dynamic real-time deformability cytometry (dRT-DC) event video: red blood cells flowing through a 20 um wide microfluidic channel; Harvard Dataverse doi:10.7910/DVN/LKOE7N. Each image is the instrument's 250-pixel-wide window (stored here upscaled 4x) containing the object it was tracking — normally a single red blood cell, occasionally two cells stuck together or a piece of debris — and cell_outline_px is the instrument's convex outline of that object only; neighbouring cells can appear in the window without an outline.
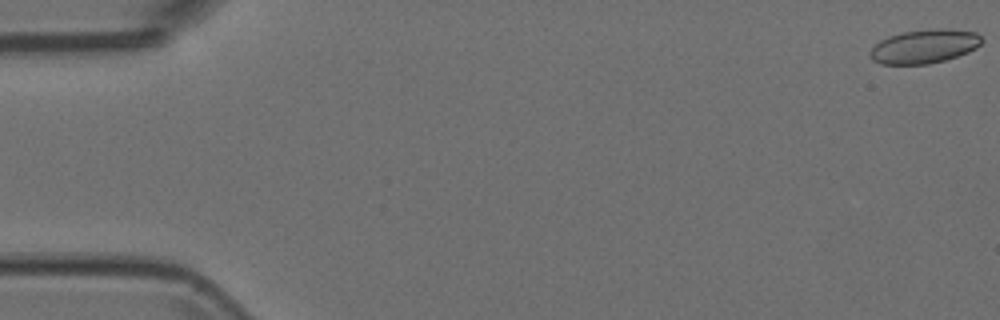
{"species": "Egyptian fruit bat (a non-hibernating species)", "species_latin": "Rousettus aegyptiacus", "temperature_condition": "room temperature", "stored_images_in_passage": 54, "camera_frame_rate_fps": 3000, "um_per_image_px": 0.085, "animal": {"sex": "female"}, "frame": {"image": 1, "passage_image": 1, "time_ms": 0.0, "image_size_px": [1000, 320], "cell_outline_px": [[984, 40], [976, 48], [968, 52], [944, 60], [928, 64], [880, 64], [872, 60], [868, 56], [868, 52], [880, 40], [888, 36], [904, 32], [932, 28], [948, 28], [976, 32]], "centroid_in_image_um": [78.56, 3.93], "position_along_channel_um": 6.4, "area_um2": 22.2}}
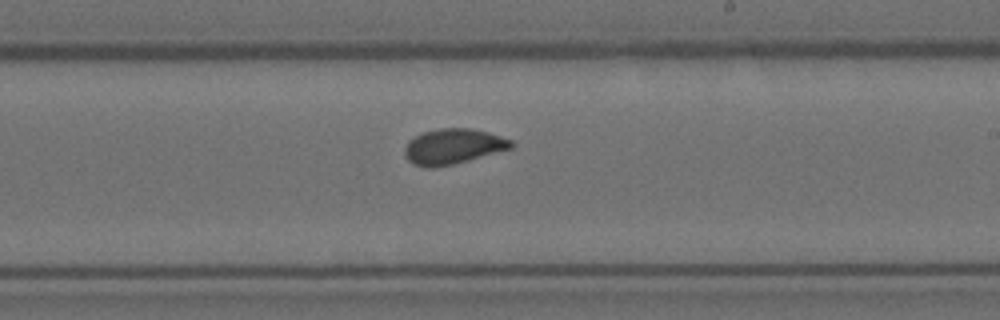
{"frame": {"image": 2, "passage_image": 32, "time_ms": 10.333, "image_size_px": [1000, 320], "cell_outline_px": [[516, 144], [512, 148], [468, 160], [436, 168], [424, 168], [412, 164], [408, 160], [404, 152], [404, 148], [408, 140], [424, 132], [440, 128], [472, 128], [488, 132], [512, 140]], "centroid_in_image_um": [38.5, 12.45], "position_along_channel_um": 250.5, "area_um2": 22.02}}
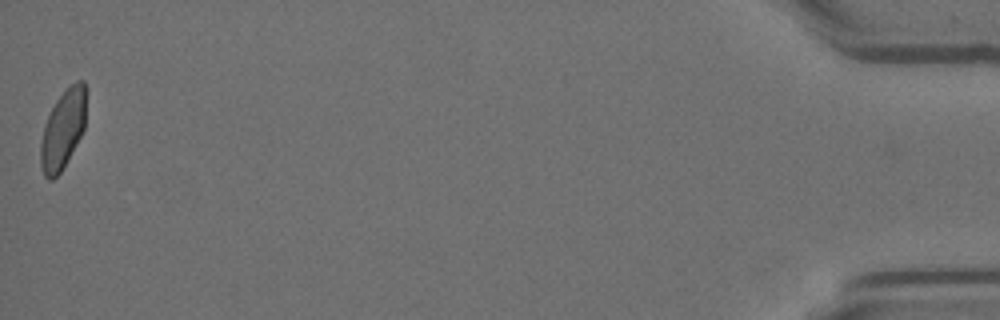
{"frame": {"image": 3, "passage_image": 54, "time_ms": 17.667, "image_size_px": [1000, 320], "cell_outline_px": [[84, 128], [80, 136], [60, 172], [52, 180], [48, 180], [44, 176], [40, 164], [40, 140], [48, 116], [56, 100], [76, 80], [84, 80]], "centroid_in_image_um": [5.3, 11.04], "position_along_channel_um": 429.9, "area_um2": 20.23}}